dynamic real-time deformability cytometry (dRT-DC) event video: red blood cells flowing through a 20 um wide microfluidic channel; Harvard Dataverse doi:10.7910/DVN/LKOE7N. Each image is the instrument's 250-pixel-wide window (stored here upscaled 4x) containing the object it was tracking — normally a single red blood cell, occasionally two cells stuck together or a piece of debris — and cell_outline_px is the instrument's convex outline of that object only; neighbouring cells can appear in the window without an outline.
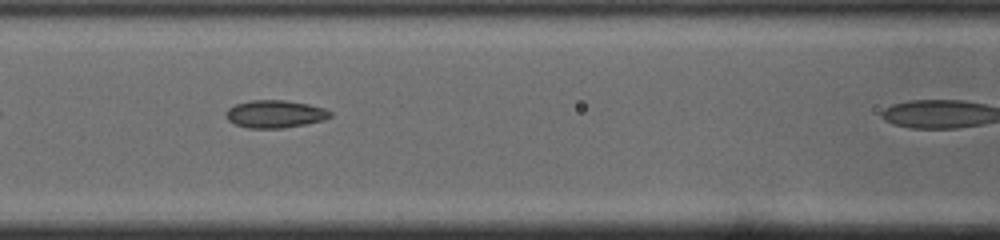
{"species": "common noctule bat (a hibernating species)", "species_latin": "Nyctalus noctula", "temperature_condition": "cold", "stored_images_in_passage": 13, "camera_frame_rate_fps": 3000, "um_per_image_px": 0.085, "animal": {"sex": "male", "body_mass_g": 19.0, "forearm_length_mm": 50.8}, "frame": {"image": 1, "passage_image": 6, "time_ms": 1.667, "image_size_px": [1000, 240], "cell_outline_px": [[332, 116], [320, 120], [304, 124], [280, 128], [248, 128], [236, 124], [228, 120], [228, 108], [236, 104], [252, 100], [284, 100], [308, 104], [324, 108], [332, 112]], "centroid_in_image_um": [23.39, 9.68], "position_along_channel_um": 143.2, "area_um2": 16.42}}